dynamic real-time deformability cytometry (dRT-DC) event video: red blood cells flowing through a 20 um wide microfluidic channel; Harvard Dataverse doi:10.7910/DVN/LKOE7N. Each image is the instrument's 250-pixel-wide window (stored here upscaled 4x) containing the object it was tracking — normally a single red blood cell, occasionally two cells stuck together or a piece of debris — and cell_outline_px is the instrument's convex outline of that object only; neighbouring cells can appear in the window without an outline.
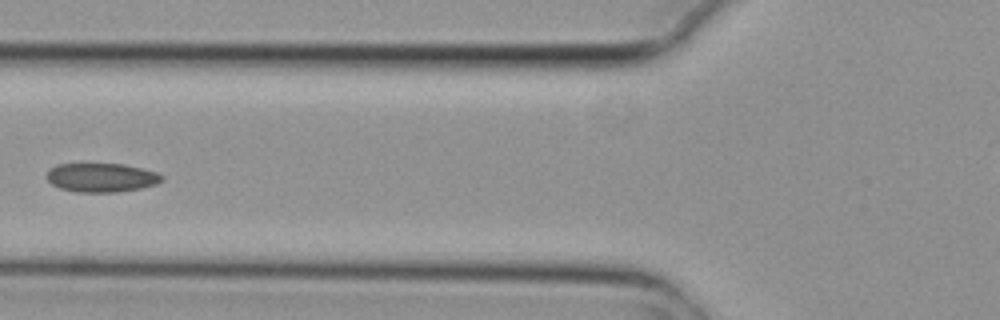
{"species": "common noctule bat (a hibernating species)", "species_latin": "Nyctalus noctula", "temperature_condition": "cold", "stored_images_in_passage": 6, "camera_frame_rate_fps": 3000, "um_per_image_px": 0.085, "animal": {"sex": "female", "body_mass_g": 29.2, "forearm_length_mm": 56.3}, "frame": {"image": 1, "passage_image": 5, "time_ms": 1.333, "image_size_px": [1000, 320], "cell_outline_px": [[164, 180], [156, 184], [140, 188], [116, 192], [76, 192], [60, 188], [52, 184], [48, 180], [48, 172], [56, 164], [124, 164], [156, 172], [164, 176]], "centroid_in_image_um": [8.65, 15.09], "position_along_channel_um": 117.2, "area_um2": 19.25}}
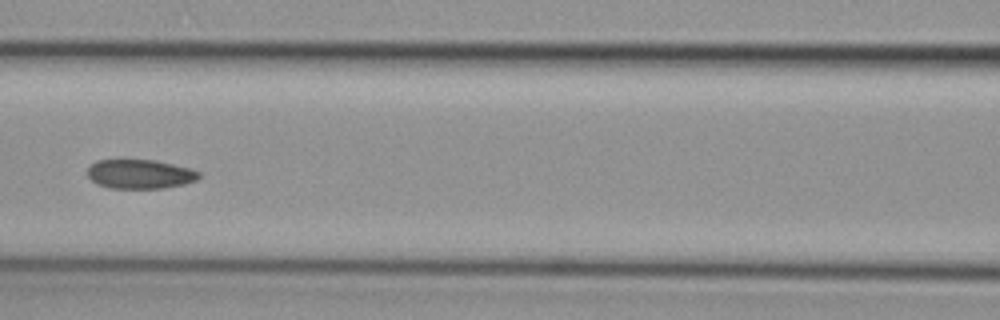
{"frame": {"image": 2, "passage_image": 6, "time_ms": 1.667, "image_size_px": [1000, 320], "cell_outline_px": [[200, 176], [196, 180], [184, 184], [164, 188], [108, 188], [96, 184], [88, 176], [88, 168], [96, 160], [156, 160], [192, 168], [200, 172]], "centroid_in_image_um": [11.92, 14.79], "position_along_channel_um": 154.7, "area_um2": 19.07}}